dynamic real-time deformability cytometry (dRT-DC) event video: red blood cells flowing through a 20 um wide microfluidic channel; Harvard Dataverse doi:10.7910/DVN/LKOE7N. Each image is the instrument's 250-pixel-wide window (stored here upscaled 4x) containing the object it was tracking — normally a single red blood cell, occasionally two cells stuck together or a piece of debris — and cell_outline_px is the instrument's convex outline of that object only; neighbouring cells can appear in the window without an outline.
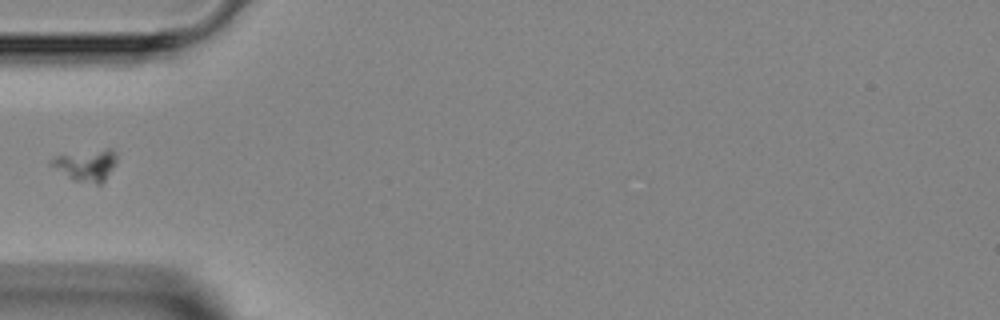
{"species": "Egyptian fruit bat (a non-hibernating species)", "species_latin": "Rousettus aegyptiacus", "temperature_condition": "room temperature", "stored_images_in_passage": 1, "camera_frame_rate_fps": 3000, "um_per_image_px": 0.085, "animal": {"sex": "female"}, "frame": {"image": 1, "passage_image": 1, "time_ms": 0.0, "image_size_px": [1000, 320], "cell_outline_px": [[116, 160], [104, 180], [100, 184], [96, 184], [76, 180], [52, 164], [52, 160], [56, 156], [108, 148], [112, 148], [116, 152]], "centroid_in_image_um": [7.42, 14.01], "position_along_channel_um": 77.6, "area_um2": 11.16}}